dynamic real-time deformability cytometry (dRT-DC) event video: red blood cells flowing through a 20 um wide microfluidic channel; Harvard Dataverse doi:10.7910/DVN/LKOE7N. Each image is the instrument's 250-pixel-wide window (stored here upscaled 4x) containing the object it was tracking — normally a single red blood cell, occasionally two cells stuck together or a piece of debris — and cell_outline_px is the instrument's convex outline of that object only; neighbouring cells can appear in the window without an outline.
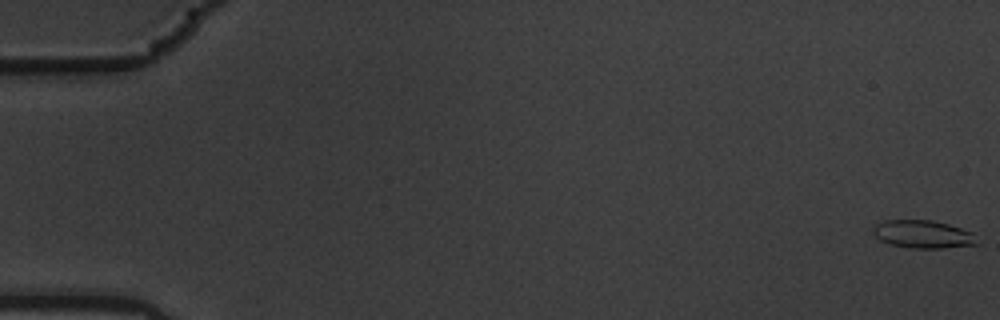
{"species": "common noctule bat (a hibernating species)", "species_latin": "Nyctalus noctula", "temperature_condition": "warm", "stored_images_in_passage": 59, "camera_frame_rate_fps": 3000, "um_per_image_px": 0.085, "animal": {"sex": "male", "body_mass_g": 19.5, "forearm_length_mm": 54.6}, "frame": {"image": 1, "passage_image": 1, "time_ms": 0.0, "image_size_px": [1000, 320], "cell_outline_px": [[980, 244], [944, 248], [912, 248], [888, 244], [880, 240], [872, 232], [872, 228], [876, 224], [884, 220], [932, 220], [948, 224], [972, 232]], "centroid_in_image_um": [78.44, 19.91], "position_along_channel_um": 6.6, "area_um2": 16.99}}
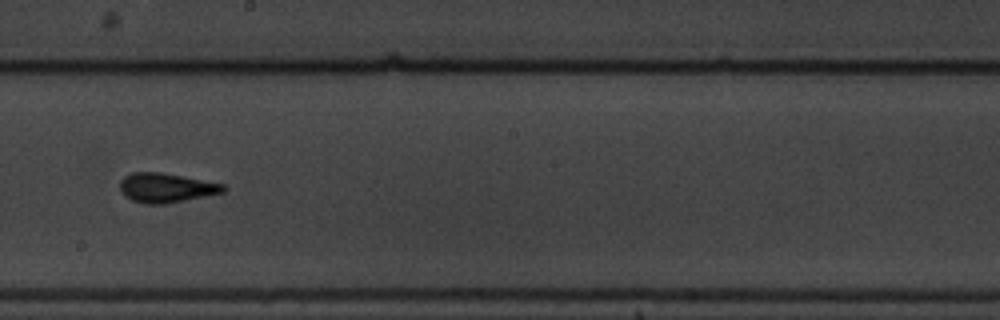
{"frame": {"image": 2, "passage_image": 34, "time_ms": 11.0, "image_size_px": [1000, 320], "cell_outline_px": [[228, 188], [224, 192], [164, 204], [144, 204], [132, 200], [124, 196], [120, 188], [120, 180], [124, 176], [132, 172], [160, 172], [224, 184]], "centroid_in_image_um": [14.09, 15.96], "position_along_channel_um": 234.1, "area_um2": 17.63}}
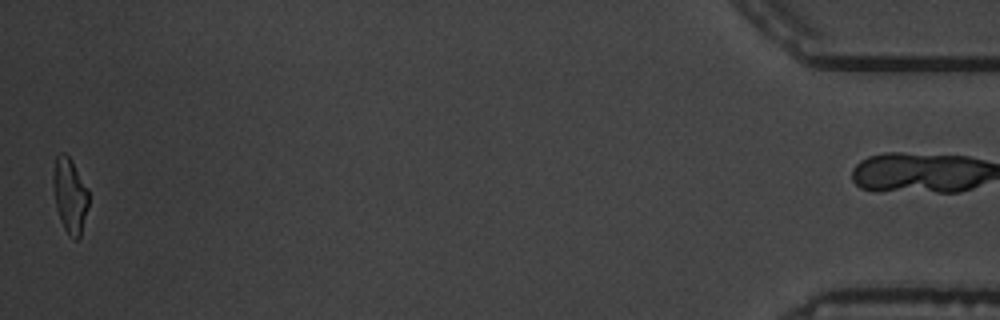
{"frame": {"image": 3, "passage_image": 58, "time_ms": 19.0, "image_size_px": [1000, 320], "cell_outline_px": [[88, 204], [80, 236], [76, 240], [72, 240], [64, 228], [60, 220], [56, 208], [52, 184], [52, 176], [56, 156], [60, 152], [64, 152], [72, 160], [88, 188]], "centroid_in_image_um": [5.92, 16.59], "position_along_channel_um": 429.3, "area_um2": 15.61}, "authors_computed_cell_mechanics": {"area_um2": 16.5886, "velocity_mm_per_s": 3.5486, "shape_relaxation_time_tau1_ms": 4.1292, "shape_relaxation_time_tau2_ms": 1.5876, "deformation_change_tau1": 0.1967, "deformation_change_tau2": 0.114}}